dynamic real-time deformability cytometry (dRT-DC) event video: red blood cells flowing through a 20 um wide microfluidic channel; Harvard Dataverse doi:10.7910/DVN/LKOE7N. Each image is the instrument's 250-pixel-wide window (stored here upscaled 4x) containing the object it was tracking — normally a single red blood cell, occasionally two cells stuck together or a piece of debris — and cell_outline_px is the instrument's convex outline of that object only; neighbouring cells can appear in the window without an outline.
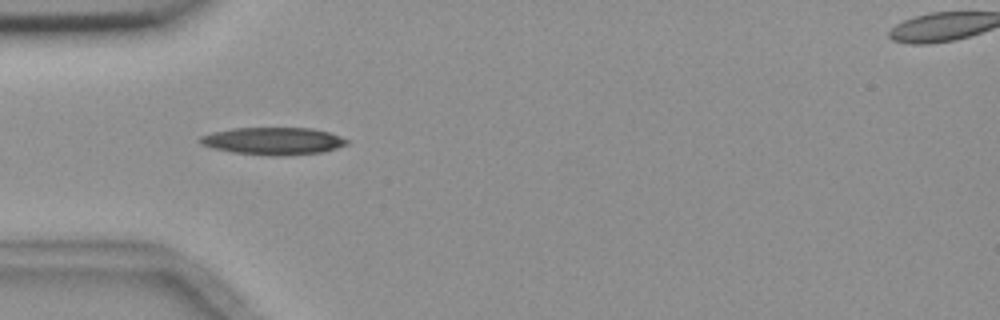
{"species": "common noctule bat (a hibernating species)", "species_latin": "Nyctalus noctula", "temperature_condition": "room temperature", "stored_images_in_passage": 5, "camera_frame_rate_fps": 3000, "um_per_image_px": 0.085, "animal": {"sex": "female", "body_mass_g": 18.4}, "frame": {"image": 1, "passage_image": 5, "time_ms": 5.0, "image_size_px": [1000, 320], "cell_outline_px": [[348, 144], [324, 152], [288, 156], [268, 156], [232, 152], [212, 148], [200, 144], [196, 140], [200, 136], [212, 132], [232, 128], [312, 128], [328, 132], [340, 136], [348, 140]], "centroid_in_image_um": [23.19, 12.0], "position_along_channel_um": 61.8, "area_um2": 23.76}}